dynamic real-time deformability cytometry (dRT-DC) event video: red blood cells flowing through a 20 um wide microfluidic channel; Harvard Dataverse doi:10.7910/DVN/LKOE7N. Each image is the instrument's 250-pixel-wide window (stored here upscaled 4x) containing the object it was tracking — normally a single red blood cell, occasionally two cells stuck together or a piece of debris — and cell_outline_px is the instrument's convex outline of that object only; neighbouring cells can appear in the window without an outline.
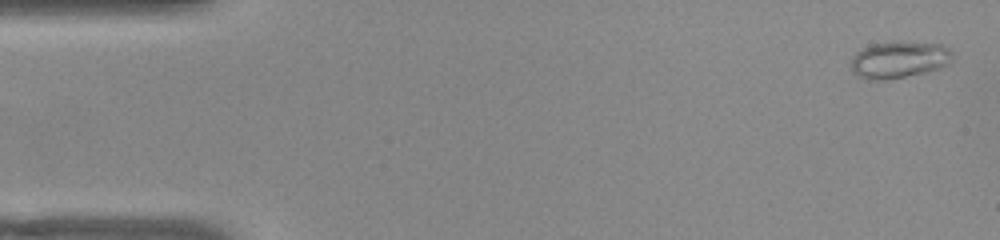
{"species": "common noctule bat (a hibernating species)", "species_latin": "Nyctalus noctula", "temperature_condition": "warm", "stored_images_in_passage": 51, "camera_frame_rate_fps": 3000, "um_per_image_px": 0.085, "animal": {"sex": "female", "body_mass_g": 22.0, "forearm_length_mm": 56.7}, "frame": {"image": 1, "passage_image": 2, "time_ms": 0.333, "image_size_px": [1000, 240], "cell_outline_px": [[952, 60], [948, 64], [940, 68], [928, 72], [888, 80], [868, 80], [856, 76], [852, 72], [852, 56], [856, 52], [872, 44], [944, 44], [952, 52]], "centroid_in_image_um": [76.41, 5.14], "position_along_channel_um": 8.6, "area_um2": 21.33}}
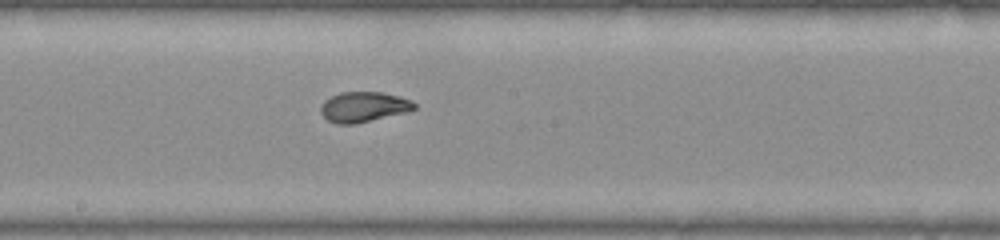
{"frame": {"image": 2, "passage_image": 28, "time_ms": 9.0, "image_size_px": [1000, 240], "cell_outline_px": [[416, 108], [408, 112], [356, 124], [336, 124], [328, 120], [320, 112], [320, 108], [324, 100], [340, 92], [380, 92], [400, 96], [412, 100], [416, 104]], "centroid_in_image_um": [30.93, 9.09], "position_along_channel_um": 217.3, "area_um2": 16.65}}
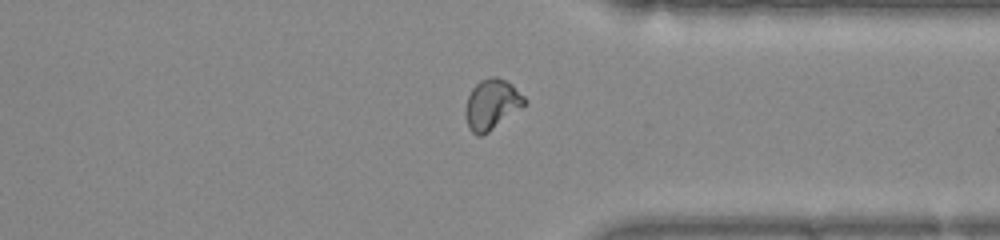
{"frame": {"image": 3, "passage_image": 40, "time_ms": 13.0, "image_size_px": [1000, 240], "cell_outline_px": [[528, 104], [488, 132], [480, 136], [476, 136], [468, 128], [464, 112], [464, 108], [468, 96], [472, 88], [480, 80], [492, 76], [496, 76], [512, 84], [528, 100]], "centroid_in_image_um": [41.8, 8.88], "position_along_channel_um": 369.6, "area_um2": 17.57}}